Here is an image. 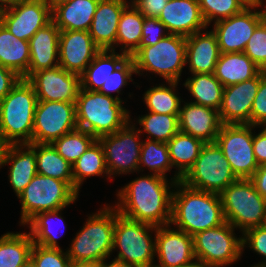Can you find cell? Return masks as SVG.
<instances>
[{
	"instance_id": "1",
	"label": "cell",
	"mask_w": 266,
	"mask_h": 267,
	"mask_svg": "<svg viewBox=\"0 0 266 267\" xmlns=\"http://www.w3.org/2000/svg\"><path fill=\"white\" fill-rule=\"evenodd\" d=\"M168 182L153 173L137 177L117 191L118 202L114 207L120 215L134 221L157 227L169 225L173 195L170 190L177 182L172 178Z\"/></svg>"
},
{
	"instance_id": "2",
	"label": "cell",
	"mask_w": 266,
	"mask_h": 267,
	"mask_svg": "<svg viewBox=\"0 0 266 267\" xmlns=\"http://www.w3.org/2000/svg\"><path fill=\"white\" fill-rule=\"evenodd\" d=\"M174 188L170 225L194 236L226 222L220 194L195 190L181 181Z\"/></svg>"
},
{
	"instance_id": "3",
	"label": "cell",
	"mask_w": 266,
	"mask_h": 267,
	"mask_svg": "<svg viewBox=\"0 0 266 267\" xmlns=\"http://www.w3.org/2000/svg\"><path fill=\"white\" fill-rule=\"evenodd\" d=\"M118 96L80 88L76 100L77 127L97 139L124 127L130 121V112Z\"/></svg>"
},
{
	"instance_id": "4",
	"label": "cell",
	"mask_w": 266,
	"mask_h": 267,
	"mask_svg": "<svg viewBox=\"0 0 266 267\" xmlns=\"http://www.w3.org/2000/svg\"><path fill=\"white\" fill-rule=\"evenodd\" d=\"M37 101L33 86L25 79L0 101V131L11 144L32 143Z\"/></svg>"
},
{
	"instance_id": "5",
	"label": "cell",
	"mask_w": 266,
	"mask_h": 267,
	"mask_svg": "<svg viewBox=\"0 0 266 267\" xmlns=\"http://www.w3.org/2000/svg\"><path fill=\"white\" fill-rule=\"evenodd\" d=\"M115 207L106 206L87 218L72 240L67 254L71 262L102 261L113 253Z\"/></svg>"
},
{
	"instance_id": "6",
	"label": "cell",
	"mask_w": 266,
	"mask_h": 267,
	"mask_svg": "<svg viewBox=\"0 0 266 267\" xmlns=\"http://www.w3.org/2000/svg\"><path fill=\"white\" fill-rule=\"evenodd\" d=\"M157 226L128 219L115 208V227L113 250H117L114 259L133 267H154L156 239L150 232Z\"/></svg>"
},
{
	"instance_id": "7",
	"label": "cell",
	"mask_w": 266,
	"mask_h": 267,
	"mask_svg": "<svg viewBox=\"0 0 266 267\" xmlns=\"http://www.w3.org/2000/svg\"><path fill=\"white\" fill-rule=\"evenodd\" d=\"M225 221L242 234L253 227L264 226L266 199L250 179H237L220 193Z\"/></svg>"
},
{
	"instance_id": "8",
	"label": "cell",
	"mask_w": 266,
	"mask_h": 267,
	"mask_svg": "<svg viewBox=\"0 0 266 267\" xmlns=\"http://www.w3.org/2000/svg\"><path fill=\"white\" fill-rule=\"evenodd\" d=\"M132 58L137 75L148 71L179 82L186 64V37L168 34L155 45L142 47Z\"/></svg>"
},
{
	"instance_id": "9",
	"label": "cell",
	"mask_w": 266,
	"mask_h": 267,
	"mask_svg": "<svg viewBox=\"0 0 266 267\" xmlns=\"http://www.w3.org/2000/svg\"><path fill=\"white\" fill-rule=\"evenodd\" d=\"M78 195L67 182L37 173L18 196L20 224L25 226L37 213L65 208L74 203Z\"/></svg>"
},
{
	"instance_id": "10",
	"label": "cell",
	"mask_w": 266,
	"mask_h": 267,
	"mask_svg": "<svg viewBox=\"0 0 266 267\" xmlns=\"http://www.w3.org/2000/svg\"><path fill=\"white\" fill-rule=\"evenodd\" d=\"M237 179L217 143L208 142L181 182L195 190L220 194Z\"/></svg>"
},
{
	"instance_id": "11",
	"label": "cell",
	"mask_w": 266,
	"mask_h": 267,
	"mask_svg": "<svg viewBox=\"0 0 266 267\" xmlns=\"http://www.w3.org/2000/svg\"><path fill=\"white\" fill-rule=\"evenodd\" d=\"M234 227L225 222L193 236L194 255L197 260L214 267L228 266L243 254L242 236L237 238Z\"/></svg>"
},
{
	"instance_id": "12",
	"label": "cell",
	"mask_w": 266,
	"mask_h": 267,
	"mask_svg": "<svg viewBox=\"0 0 266 267\" xmlns=\"http://www.w3.org/2000/svg\"><path fill=\"white\" fill-rule=\"evenodd\" d=\"M258 126L222 124L215 142L238 179H249L257 170L253 149V132Z\"/></svg>"
},
{
	"instance_id": "13",
	"label": "cell",
	"mask_w": 266,
	"mask_h": 267,
	"mask_svg": "<svg viewBox=\"0 0 266 267\" xmlns=\"http://www.w3.org/2000/svg\"><path fill=\"white\" fill-rule=\"evenodd\" d=\"M129 121L124 127L112 134L99 137L104 151L109 178L117 174L138 171L141 145L138 128ZM112 175V176H111Z\"/></svg>"
},
{
	"instance_id": "14",
	"label": "cell",
	"mask_w": 266,
	"mask_h": 267,
	"mask_svg": "<svg viewBox=\"0 0 266 267\" xmlns=\"http://www.w3.org/2000/svg\"><path fill=\"white\" fill-rule=\"evenodd\" d=\"M77 128L76 103L37 101L32 143L51 144Z\"/></svg>"
},
{
	"instance_id": "15",
	"label": "cell",
	"mask_w": 266,
	"mask_h": 267,
	"mask_svg": "<svg viewBox=\"0 0 266 267\" xmlns=\"http://www.w3.org/2000/svg\"><path fill=\"white\" fill-rule=\"evenodd\" d=\"M51 21L52 11L44 0H16L1 16V23L15 37L25 41Z\"/></svg>"
},
{
	"instance_id": "16",
	"label": "cell",
	"mask_w": 266,
	"mask_h": 267,
	"mask_svg": "<svg viewBox=\"0 0 266 267\" xmlns=\"http://www.w3.org/2000/svg\"><path fill=\"white\" fill-rule=\"evenodd\" d=\"M258 6L245 7L240 13L214 23L220 53L244 52L255 28L262 22Z\"/></svg>"
},
{
	"instance_id": "17",
	"label": "cell",
	"mask_w": 266,
	"mask_h": 267,
	"mask_svg": "<svg viewBox=\"0 0 266 267\" xmlns=\"http://www.w3.org/2000/svg\"><path fill=\"white\" fill-rule=\"evenodd\" d=\"M27 81L33 86L37 100L76 103L81 88L80 76L57 66L33 73Z\"/></svg>"
},
{
	"instance_id": "18",
	"label": "cell",
	"mask_w": 266,
	"mask_h": 267,
	"mask_svg": "<svg viewBox=\"0 0 266 267\" xmlns=\"http://www.w3.org/2000/svg\"><path fill=\"white\" fill-rule=\"evenodd\" d=\"M154 236L156 239L155 255L159 263L154 264V267H180L196 259L193 236L186 232L174 230L169 224L158 226Z\"/></svg>"
},
{
	"instance_id": "19",
	"label": "cell",
	"mask_w": 266,
	"mask_h": 267,
	"mask_svg": "<svg viewBox=\"0 0 266 267\" xmlns=\"http://www.w3.org/2000/svg\"><path fill=\"white\" fill-rule=\"evenodd\" d=\"M100 51L89 31H60L58 57L64 70L80 76Z\"/></svg>"
},
{
	"instance_id": "20",
	"label": "cell",
	"mask_w": 266,
	"mask_h": 267,
	"mask_svg": "<svg viewBox=\"0 0 266 267\" xmlns=\"http://www.w3.org/2000/svg\"><path fill=\"white\" fill-rule=\"evenodd\" d=\"M259 88V74L248 81L224 87L219 118L222 124H250L251 109Z\"/></svg>"
},
{
	"instance_id": "21",
	"label": "cell",
	"mask_w": 266,
	"mask_h": 267,
	"mask_svg": "<svg viewBox=\"0 0 266 267\" xmlns=\"http://www.w3.org/2000/svg\"><path fill=\"white\" fill-rule=\"evenodd\" d=\"M158 19L166 26L169 34L188 37L207 29L200 11L199 0L168 1Z\"/></svg>"
},
{
	"instance_id": "22",
	"label": "cell",
	"mask_w": 266,
	"mask_h": 267,
	"mask_svg": "<svg viewBox=\"0 0 266 267\" xmlns=\"http://www.w3.org/2000/svg\"><path fill=\"white\" fill-rule=\"evenodd\" d=\"M180 107V132L203 140L205 143L215 142L222 123L219 111L192 102H184Z\"/></svg>"
},
{
	"instance_id": "23",
	"label": "cell",
	"mask_w": 266,
	"mask_h": 267,
	"mask_svg": "<svg viewBox=\"0 0 266 267\" xmlns=\"http://www.w3.org/2000/svg\"><path fill=\"white\" fill-rule=\"evenodd\" d=\"M129 4L126 0L99 1L89 34L101 50L115 51L119 19Z\"/></svg>"
},
{
	"instance_id": "24",
	"label": "cell",
	"mask_w": 266,
	"mask_h": 267,
	"mask_svg": "<svg viewBox=\"0 0 266 267\" xmlns=\"http://www.w3.org/2000/svg\"><path fill=\"white\" fill-rule=\"evenodd\" d=\"M59 35V28L51 21L31 37L28 78L37 71L59 66Z\"/></svg>"
},
{
	"instance_id": "25",
	"label": "cell",
	"mask_w": 266,
	"mask_h": 267,
	"mask_svg": "<svg viewBox=\"0 0 266 267\" xmlns=\"http://www.w3.org/2000/svg\"><path fill=\"white\" fill-rule=\"evenodd\" d=\"M202 32L186 37V63L191 74H213L220 56L216 34L212 30Z\"/></svg>"
},
{
	"instance_id": "26",
	"label": "cell",
	"mask_w": 266,
	"mask_h": 267,
	"mask_svg": "<svg viewBox=\"0 0 266 267\" xmlns=\"http://www.w3.org/2000/svg\"><path fill=\"white\" fill-rule=\"evenodd\" d=\"M10 163L9 182L18 197L37 174L35 149L29 143L11 144L2 166Z\"/></svg>"
},
{
	"instance_id": "27",
	"label": "cell",
	"mask_w": 266,
	"mask_h": 267,
	"mask_svg": "<svg viewBox=\"0 0 266 267\" xmlns=\"http://www.w3.org/2000/svg\"><path fill=\"white\" fill-rule=\"evenodd\" d=\"M100 0H70L52 11V21L60 31H89Z\"/></svg>"
},
{
	"instance_id": "28",
	"label": "cell",
	"mask_w": 266,
	"mask_h": 267,
	"mask_svg": "<svg viewBox=\"0 0 266 267\" xmlns=\"http://www.w3.org/2000/svg\"><path fill=\"white\" fill-rule=\"evenodd\" d=\"M262 70L244 53H220L214 76L226 87L255 78Z\"/></svg>"
},
{
	"instance_id": "29",
	"label": "cell",
	"mask_w": 266,
	"mask_h": 267,
	"mask_svg": "<svg viewBox=\"0 0 266 267\" xmlns=\"http://www.w3.org/2000/svg\"><path fill=\"white\" fill-rule=\"evenodd\" d=\"M30 62L29 41L15 37L0 23V65L28 79Z\"/></svg>"
},
{
	"instance_id": "30",
	"label": "cell",
	"mask_w": 266,
	"mask_h": 267,
	"mask_svg": "<svg viewBox=\"0 0 266 267\" xmlns=\"http://www.w3.org/2000/svg\"><path fill=\"white\" fill-rule=\"evenodd\" d=\"M129 56L113 50H101L80 75L81 88L99 91L113 73Z\"/></svg>"
},
{
	"instance_id": "31",
	"label": "cell",
	"mask_w": 266,
	"mask_h": 267,
	"mask_svg": "<svg viewBox=\"0 0 266 267\" xmlns=\"http://www.w3.org/2000/svg\"><path fill=\"white\" fill-rule=\"evenodd\" d=\"M167 144L171 163L178 170L172 179L180 182L195 163L205 142L179 131Z\"/></svg>"
},
{
	"instance_id": "32",
	"label": "cell",
	"mask_w": 266,
	"mask_h": 267,
	"mask_svg": "<svg viewBox=\"0 0 266 267\" xmlns=\"http://www.w3.org/2000/svg\"><path fill=\"white\" fill-rule=\"evenodd\" d=\"M145 16L131 3L123 10L117 29L116 45L122 53L133 57L139 51Z\"/></svg>"
},
{
	"instance_id": "33",
	"label": "cell",
	"mask_w": 266,
	"mask_h": 267,
	"mask_svg": "<svg viewBox=\"0 0 266 267\" xmlns=\"http://www.w3.org/2000/svg\"><path fill=\"white\" fill-rule=\"evenodd\" d=\"M36 151L37 173L67 182L73 188L71 164L62 158L52 144L29 143Z\"/></svg>"
},
{
	"instance_id": "34",
	"label": "cell",
	"mask_w": 266,
	"mask_h": 267,
	"mask_svg": "<svg viewBox=\"0 0 266 267\" xmlns=\"http://www.w3.org/2000/svg\"><path fill=\"white\" fill-rule=\"evenodd\" d=\"M195 98L192 103L210 107L215 110L220 109L222 104L224 86L214 76V74H193L187 78L183 84Z\"/></svg>"
},
{
	"instance_id": "35",
	"label": "cell",
	"mask_w": 266,
	"mask_h": 267,
	"mask_svg": "<svg viewBox=\"0 0 266 267\" xmlns=\"http://www.w3.org/2000/svg\"><path fill=\"white\" fill-rule=\"evenodd\" d=\"M33 239L27 232H7L0 237V267H21L29 258Z\"/></svg>"
},
{
	"instance_id": "36",
	"label": "cell",
	"mask_w": 266,
	"mask_h": 267,
	"mask_svg": "<svg viewBox=\"0 0 266 267\" xmlns=\"http://www.w3.org/2000/svg\"><path fill=\"white\" fill-rule=\"evenodd\" d=\"M102 174H106L109 179L104 151L101 143L96 140L72 166L73 189L79 194L84 179L103 176Z\"/></svg>"
},
{
	"instance_id": "37",
	"label": "cell",
	"mask_w": 266,
	"mask_h": 267,
	"mask_svg": "<svg viewBox=\"0 0 266 267\" xmlns=\"http://www.w3.org/2000/svg\"><path fill=\"white\" fill-rule=\"evenodd\" d=\"M169 85L159 84L149 88L143 97L148 110L157 114L179 115L181 102L180 96L176 94L178 82L166 81Z\"/></svg>"
},
{
	"instance_id": "38",
	"label": "cell",
	"mask_w": 266,
	"mask_h": 267,
	"mask_svg": "<svg viewBox=\"0 0 266 267\" xmlns=\"http://www.w3.org/2000/svg\"><path fill=\"white\" fill-rule=\"evenodd\" d=\"M137 119L140 127L143 128H138L139 132L147 133L149 140L167 143L180 131L179 115L157 114L149 111L148 114L141 115Z\"/></svg>"
},
{
	"instance_id": "39",
	"label": "cell",
	"mask_w": 266,
	"mask_h": 267,
	"mask_svg": "<svg viewBox=\"0 0 266 267\" xmlns=\"http://www.w3.org/2000/svg\"><path fill=\"white\" fill-rule=\"evenodd\" d=\"M63 209L64 208L54 211H45L37 213L25 224L29 225V234L33 239L34 244H38L47 248H60V246L57 244L58 237H56L54 233L52 223L54 220H56V222L58 221V223H60V226L61 222L65 223L61 216V212L63 211Z\"/></svg>"
},
{
	"instance_id": "40",
	"label": "cell",
	"mask_w": 266,
	"mask_h": 267,
	"mask_svg": "<svg viewBox=\"0 0 266 267\" xmlns=\"http://www.w3.org/2000/svg\"><path fill=\"white\" fill-rule=\"evenodd\" d=\"M148 167L150 172L166 177L167 171H171L173 165L170 160L168 144L155 140H145L141 145L138 171Z\"/></svg>"
},
{
	"instance_id": "41",
	"label": "cell",
	"mask_w": 266,
	"mask_h": 267,
	"mask_svg": "<svg viewBox=\"0 0 266 267\" xmlns=\"http://www.w3.org/2000/svg\"><path fill=\"white\" fill-rule=\"evenodd\" d=\"M96 140L97 138L89 132L77 128L56 139L51 144L59 155L73 166Z\"/></svg>"
},
{
	"instance_id": "42",
	"label": "cell",
	"mask_w": 266,
	"mask_h": 267,
	"mask_svg": "<svg viewBox=\"0 0 266 267\" xmlns=\"http://www.w3.org/2000/svg\"><path fill=\"white\" fill-rule=\"evenodd\" d=\"M199 6L207 26L236 15L246 7L239 0H199Z\"/></svg>"
},
{
	"instance_id": "43",
	"label": "cell",
	"mask_w": 266,
	"mask_h": 267,
	"mask_svg": "<svg viewBox=\"0 0 266 267\" xmlns=\"http://www.w3.org/2000/svg\"><path fill=\"white\" fill-rule=\"evenodd\" d=\"M30 258L37 267H71V260L61 248H47L33 244Z\"/></svg>"
},
{
	"instance_id": "44",
	"label": "cell",
	"mask_w": 266,
	"mask_h": 267,
	"mask_svg": "<svg viewBox=\"0 0 266 267\" xmlns=\"http://www.w3.org/2000/svg\"><path fill=\"white\" fill-rule=\"evenodd\" d=\"M136 74L135 64L132 57H128L113 73L109 75V78L103 83L99 92L113 97L112 92L121 94V88L128 85V81H133L132 75Z\"/></svg>"
},
{
	"instance_id": "45",
	"label": "cell",
	"mask_w": 266,
	"mask_h": 267,
	"mask_svg": "<svg viewBox=\"0 0 266 267\" xmlns=\"http://www.w3.org/2000/svg\"><path fill=\"white\" fill-rule=\"evenodd\" d=\"M244 53L262 70L266 71V26L261 22L247 42Z\"/></svg>"
},
{
	"instance_id": "46",
	"label": "cell",
	"mask_w": 266,
	"mask_h": 267,
	"mask_svg": "<svg viewBox=\"0 0 266 267\" xmlns=\"http://www.w3.org/2000/svg\"><path fill=\"white\" fill-rule=\"evenodd\" d=\"M243 250L246 245L257 254L264 256V262H260L251 267H266V227L258 226L246 230L242 234Z\"/></svg>"
},
{
	"instance_id": "47",
	"label": "cell",
	"mask_w": 266,
	"mask_h": 267,
	"mask_svg": "<svg viewBox=\"0 0 266 267\" xmlns=\"http://www.w3.org/2000/svg\"><path fill=\"white\" fill-rule=\"evenodd\" d=\"M251 125L266 126V71L259 73V88L251 109Z\"/></svg>"
},
{
	"instance_id": "48",
	"label": "cell",
	"mask_w": 266,
	"mask_h": 267,
	"mask_svg": "<svg viewBox=\"0 0 266 267\" xmlns=\"http://www.w3.org/2000/svg\"><path fill=\"white\" fill-rule=\"evenodd\" d=\"M168 34L166 26L158 18L145 17L139 50L145 46L155 45Z\"/></svg>"
},
{
	"instance_id": "49",
	"label": "cell",
	"mask_w": 266,
	"mask_h": 267,
	"mask_svg": "<svg viewBox=\"0 0 266 267\" xmlns=\"http://www.w3.org/2000/svg\"><path fill=\"white\" fill-rule=\"evenodd\" d=\"M141 14L145 17L158 18L163 8L166 6V0H130Z\"/></svg>"
},
{
	"instance_id": "50",
	"label": "cell",
	"mask_w": 266,
	"mask_h": 267,
	"mask_svg": "<svg viewBox=\"0 0 266 267\" xmlns=\"http://www.w3.org/2000/svg\"><path fill=\"white\" fill-rule=\"evenodd\" d=\"M22 79L16 72L0 65V101Z\"/></svg>"
},
{
	"instance_id": "51",
	"label": "cell",
	"mask_w": 266,
	"mask_h": 267,
	"mask_svg": "<svg viewBox=\"0 0 266 267\" xmlns=\"http://www.w3.org/2000/svg\"><path fill=\"white\" fill-rule=\"evenodd\" d=\"M258 134H253V149L258 165L266 164V126Z\"/></svg>"
},
{
	"instance_id": "52",
	"label": "cell",
	"mask_w": 266,
	"mask_h": 267,
	"mask_svg": "<svg viewBox=\"0 0 266 267\" xmlns=\"http://www.w3.org/2000/svg\"><path fill=\"white\" fill-rule=\"evenodd\" d=\"M249 179L253 182L256 191L266 199V164L259 165Z\"/></svg>"
},
{
	"instance_id": "53",
	"label": "cell",
	"mask_w": 266,
	"mask_h": 267,
	"mask_svg": "<svg viewBox=\"0 0 266 267\" xmlns=\"http://www.w3.org/2000/svg\"><path fill=\"white\" fill-rule=\"evenodd\" d=\"M11 143L5 138L3 133L0 131V167L2 168V163L6 157L7 151Z\"/></svg>"
},
{
	"instance_id": "54",
	"label": "cell",
	"mask_w": 266,
	"mask_h": 267,
	"mask_svg": "<svg viewBox=\"0 0 266 267\" xmlns=\"http://www.w3.org/2000/svg\"><path fill=\"white\" fill-rule=\"evenodd\" d=\"M107 259H104L100 262V267H133L130 266L128 264H126L125 262L113 259L110 263L106 262Z\"/></svg>"
},
{
	"instance_id": "55",
	"label": "cell",
	"mask_w": 266,
	"mask_h": 267,
	"mask_svg": "<svg viewBox=\"0 0 266 267\" xmlns=\"http://www.w3.org/2000/svg\"><path fill=\"white\" fill-rule=\"evenodd\" d=\"M71 267H100V261L72 262Z\"/></svg>"
},
{
	"instance_id": "56",
	"label": "cell",
	"mask_w": 266,
	"mask_h": 267,
	"mask_svg": "<svg viewBox=\"0 0 266 267\" xmlns=\"http://www.w3.org/2000/svg\"><path fill=\"white\" fill-rule=\"evenodd\" d=\"M70 0H44V2L50 7L51 11H53L56 7L67 3Z\"/></svg>"
},
{
	"instance_id": "57",
	"label": "cell",
	"mask_w": 266,
	"mask_h": 267,
	"mask_svg": "<svg viewBox=\"0 0 266 267\" xmlns=\"http://www.w3.org/2000/svg\"><path fill=\"white\" fill-rule=\"evenodd\" d=\"M239 1H241L246 7H254V6L262 7L263 4V0H239Z\"/></svg>"
},
{
	"instance_id": "58",
	"label": "cell",
	"mask_w": 266,
	"mask_h": 267,
	"mask_svg": "<svg viewBox=\"0 0 266 267\" xmlns=\"http://www.w3.org/2000/svg\"><path fill=\"white\" fill-rule=\"evenodd\" d=\"M180 267H214V266L208 265L207 263H205L203 261H200V260L195 259L190 264L183 265V266H180Z\"/></svg>"
},
{
	"instance_id": "59",
	"label": "cell",
	"mask_w": 266,
	"mask_h": 267,
	"mask_svg": "<svg viewBox=\"0 0 266 267\" xmlns=\"http://www.w3.org/2000/svg\"><path fill=\"white\" fill-rule=\"evenodd\" d=\"M16 0H0V9L5 10L11 7Z\"/></svg>"
},
{
	"instance_id": "60",
	"label": "cell",
	"mask_w": 266,
	"mask_h": 267,
	"mask_svg": "<svg viewBox=\"0 0 266 267\" xmlns=\"http://www.w3.org/2000/svg\"><path fill=\"white\" fill-rule=\"evenodd\" d=\"M21 267H37L34 261L29 258Z\"/></svg>"
},
{
	"instance_id": "61",
	"label": "cell",
	"mask_w": 266,
	"mask_h": 267,
	"mask_svg": "<svg viewBox=\"0 0 266 267\" xmlns=\"http://www.w3.org/2000/svg\"><path fill=\"white\" fill-rule=\"evenodd\" d=\"M264 7H265L264 9L260 10V13H261L262 22L266 26V5Z\"/></svg>"
},
{
	"instance_id": "62",
	"label": "cell",
	"mask_w": 266,
	"mask_h": 267,
	"mask_svg": "<svg viewBox=\"0 0 266 267\" xmlns=\"http://www.w3.org/2000/svg\"><path fill=\"white\" fill-rule=\"evenodd\" d=\"M2 9H0V23H1V16H2Z\"/></svg>"
}]
</instances>
